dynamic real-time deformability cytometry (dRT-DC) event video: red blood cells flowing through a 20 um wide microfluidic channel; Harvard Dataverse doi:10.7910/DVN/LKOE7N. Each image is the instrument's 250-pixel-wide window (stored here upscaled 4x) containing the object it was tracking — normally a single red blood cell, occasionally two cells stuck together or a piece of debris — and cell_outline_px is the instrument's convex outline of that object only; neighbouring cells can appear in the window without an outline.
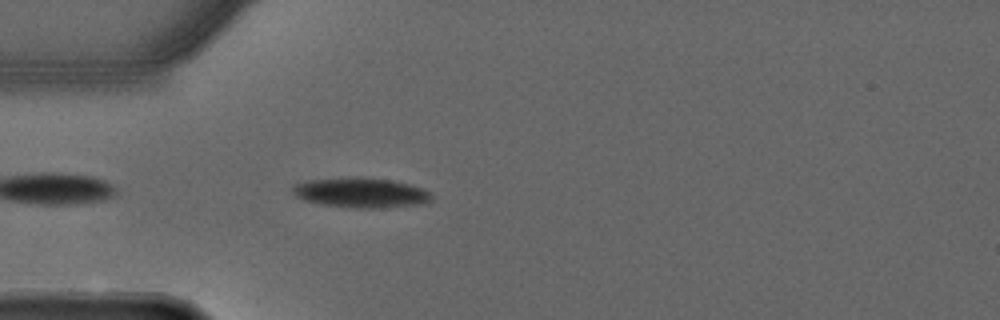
{"species": "common noctule bat (a hibernating species)", "species_latin": "Nyctalus noctula", "temperature_condition": "warm", "stored_images_in_passage": 16, "camera_frame_rate_fps": 3000, "um_per_image_px": 0.085, "animal": {"sex": "male", "forearm_length_mm": 52.5}, "frame": {"image": 1, "passage_image": 3, "time_ms": 0.667, "image_size_px": [1000, 320], "cell_outline_px": [[432, 200], [424, 204], [372, 208], [356, 208], [320, 204], [304, 200], [296, 196], [292, 192], [292, 184], [304, 180], [348, 176], [360, 176], [392, 180], [424, 188], [432, 196]], "centroid_in_image_um": [30.63, 16.35], "position_along_channel_um": 54.4, "area_um2": 24.68}}
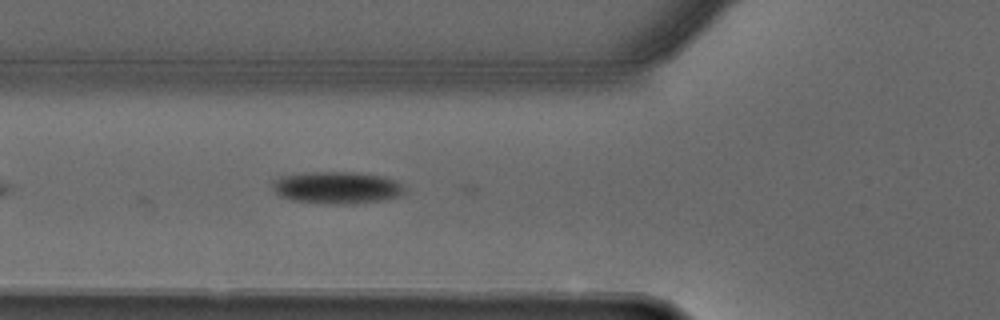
{"frame": {"image": 2, "passage_image": 7, "time_ms": 2.0, "image_size_px": [1000, 320], "cell_outline_px": [[404, 192], [396, 196], [380, 200], [296, 200], [280, 196], [272, 188], [272, 180], [280, 176], [312, 172], [356, 172], [380, 176], [392, 180], [400, 184]], "centroid_in_image_um": [28.54, 15.86], "position_along_channel_um": 97.3, "area_um2": 22.72}}
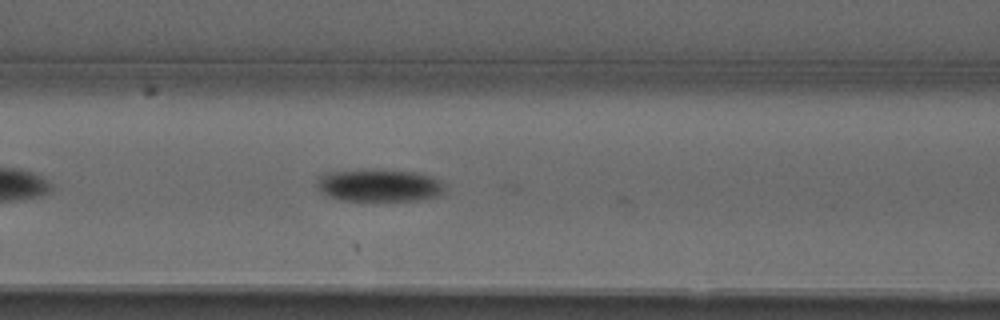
{"frame": {"image": 3, "passage_image": 10, "time_ms": 3.0, "image_size_px": [1000, 320], "cell_outline_px": [[444, 192], [436, 196], [416, 200], [344, 200], [328, 196], [316, 184], [316, 180], [320, 176], [332, 172], [416, 172], [440, 180], [444, 188]], "centroid_in_image_um": [32.26, 15.8], "position_along_channel_um": 134.3, "area_um2": 22.77}}